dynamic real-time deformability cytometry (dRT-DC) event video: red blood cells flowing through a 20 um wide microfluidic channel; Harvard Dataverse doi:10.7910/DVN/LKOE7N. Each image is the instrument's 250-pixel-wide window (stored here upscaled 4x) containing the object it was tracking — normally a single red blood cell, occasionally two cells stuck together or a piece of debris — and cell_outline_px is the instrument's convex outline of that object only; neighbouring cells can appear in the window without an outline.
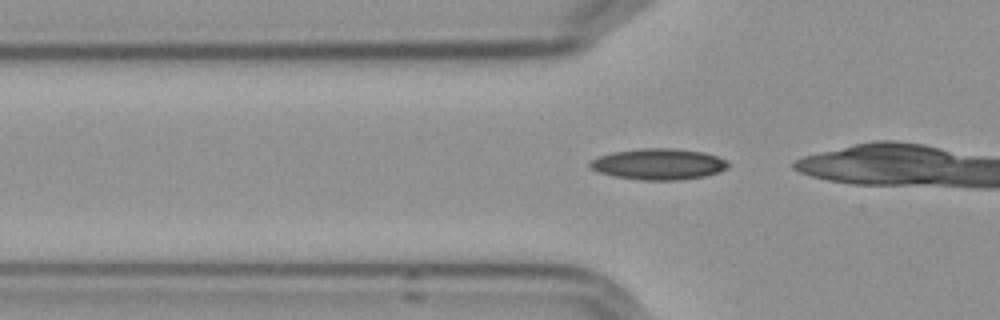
{"species": "Egyptian fruit bat (a non-hibernating species)", "species_latin": "Rousettus aegyptiacus", "temperature_condition": "cold", "stored_images_in_passage": 8, "camera_frame_rate_fps": 3000, "um_per_image_px": 0.085, "frame": {"image": 1, "passage_image": 2, "time_ms": 0.333, "image_size_px": [1000, 320], "cell_outline_px": [[728, 168], [704, 176], [676, 180], [640, 180], [616, 176], [596, 172], [588, 164], [588, 160], [612, 152], [640, 148], [672, 148], [704, 152], [716, 156], [724, 160], [728, 164]], "centroid_in_image_um": [55.92, 13.94], "position_along_channel_um": 69.9, "area_um2": 24.91}}
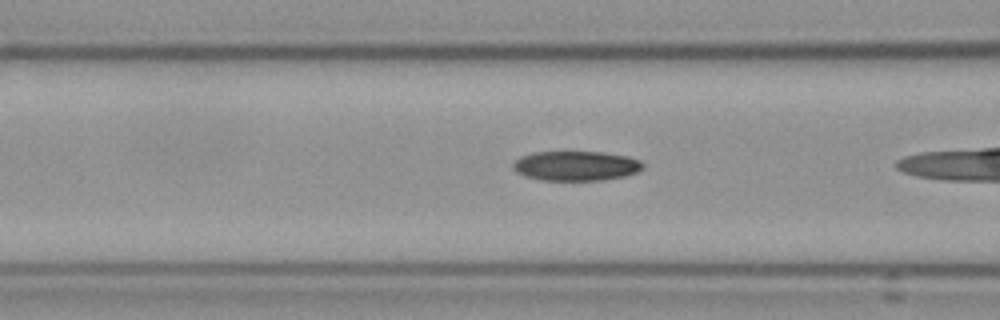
{"frame": {"image": 2, "passage_image": 6, "time_ms": 1.667, "image_size_px": [1000, 320], "cell_outline_px": [[644, 168], [636, 172], [624, 176], [604, 180], [540, 180], [524, 176], [516, 172], [512, 168], [512, 164], [520, 156], [532, 152], [604, 152], [628, 156], [640, 160], [644, 164]], "centroid_in_image_um": [48.95, 14.09], "position_along_channel_um": 117.7, "area_um2": 22.66}}